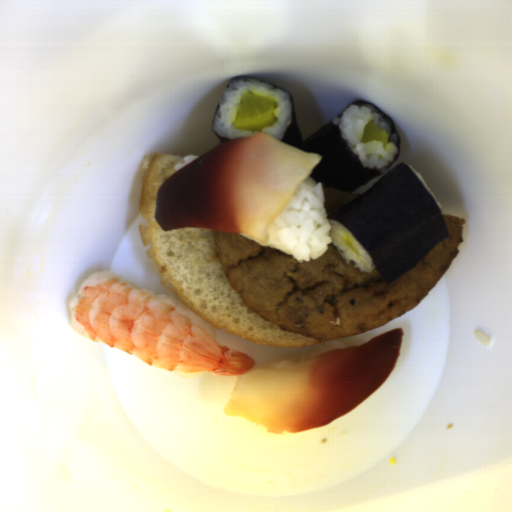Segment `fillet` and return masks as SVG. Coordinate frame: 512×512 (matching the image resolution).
I'll return each instance as SVG.
<instances>
[{"label": "fillet", "mask_w": 512, "mask_h": 512, "mask_svg": "<svg viewBox=\"0 0 512 512\" xmlns=\"http://www.w3.org/2000/svg\"><path fill=\"white\" fill-rule=\"evenodd\" d=\"M319 154L265 133L219 143L170 175L155 198L162 230L217 229L266 244L277 215Z\"/></svg>", "instance_id": "obj_1"}, {"label": "fillet", "mask_w": 512, "mask_h": 512, "mask_svg": "<svg viewBox=\"0 0 512 512\" xmlns=\"http://www.w3.org/2000/svg\"><path fill=\"white\" fill-rule=\"evenodd\" d=\"M403 329L356 346L325 351L280 368H250L223 412L244 417L267 434L286 435L329 425L365 402L389 377Z\"/></svg>", "instance_id": "obj_2"}]
</instances>
